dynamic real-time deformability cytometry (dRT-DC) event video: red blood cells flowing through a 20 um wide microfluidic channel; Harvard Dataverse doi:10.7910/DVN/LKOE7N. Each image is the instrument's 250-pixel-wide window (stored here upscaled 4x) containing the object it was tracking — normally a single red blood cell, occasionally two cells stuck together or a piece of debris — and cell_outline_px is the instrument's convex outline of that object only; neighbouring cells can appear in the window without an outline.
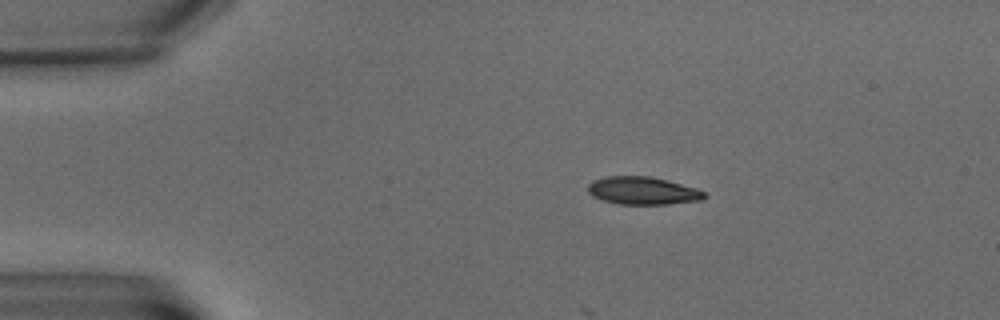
{"species": "common noctule bat (a hibernating species)", "species_latin": "Nyctalus noctula", "temperature_condition": "warm", "stored_images_in_passage": 4, "camera_frame_rate_fps": 3000, "um_per_image_px": 0.085, "animal": {"sex": "male", "body_mass_g": 15.6}, "frame": {"image": 1, "passage_image": 1, "time_ms": 0.0, "image_size_px": [1000, 320], "cell_outline_px": [[708, 196], [704, 200], [668, 204], [616, 204], [600, 200], [592, 196], [588, 192], [588, 184], [592, 180], [604, 176], [652, 176], [668, 180], [696, 188], [704, 192]], "centroid_in_image_um": [54.62, 16.21], "position_along_channel_um": 30.4, "area_um2": 19.19}}
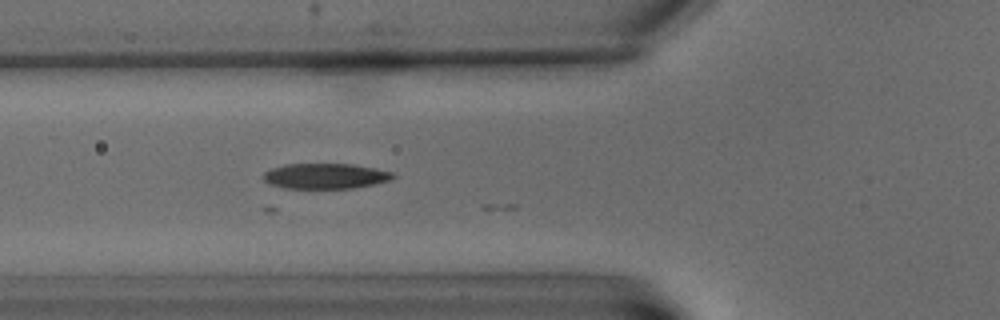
{"frame": {"image": 2, "passage_image": 4, "time_ms": 4.333, "image_size_px": [1000, 320], "cell_outline_px": [[396, 176], [388, 180], [372, 184], [352, 188], [284, 188], [268, 184], [264, 180], [264, 172], [272, 168], [284, 164], [352, 164], [376, 168], [392, 172]], "centroid_in_image_um": [27.62, 14.96], "position_along_channel_um": 98.2, "area_um2": 19.07}}